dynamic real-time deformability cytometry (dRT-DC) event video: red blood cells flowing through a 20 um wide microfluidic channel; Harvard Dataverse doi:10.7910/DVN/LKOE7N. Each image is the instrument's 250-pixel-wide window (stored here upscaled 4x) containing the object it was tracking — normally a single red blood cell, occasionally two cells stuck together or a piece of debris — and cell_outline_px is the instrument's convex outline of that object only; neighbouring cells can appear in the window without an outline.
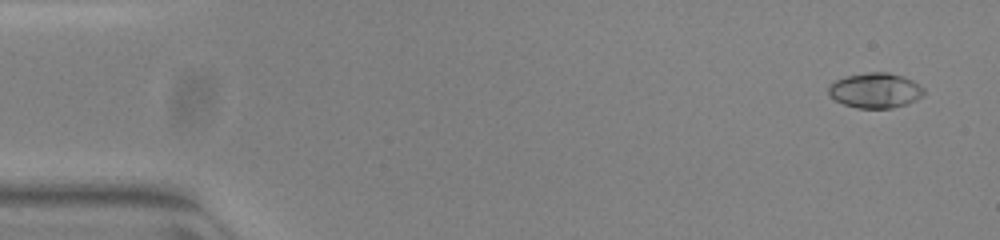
{"species": "common noctule bat (a hibernating species)", "species_latin": "Nyctalus noctula", "temperature_condition": "warm", "stored_images_in_passage": 53, "camera_frame_rate_fps": 3000, "um_per_image_px": 0.085, "animal": {"sex": "female", "body_mass_g": 23.0, "forearm_length_mm": 53.4}, "frame": {"image": 1, "passage_image": 3, "time_ms": 0.667, "image_size_px": [1000, 240], "cell_outline_px": [[924, 96], [916, 100], [892, 108], [856, 108], [844, 104], [836, 100], [828, 92], [828, 84], [836, 80], [848, 76], [868, 72], [888, 72], [904, 76], [912, 80], [924, 88]], "centroid_in_image_um": [74.41, 7.68], "position_along_channel_um": 10.6, "area_um2": 19.48}}
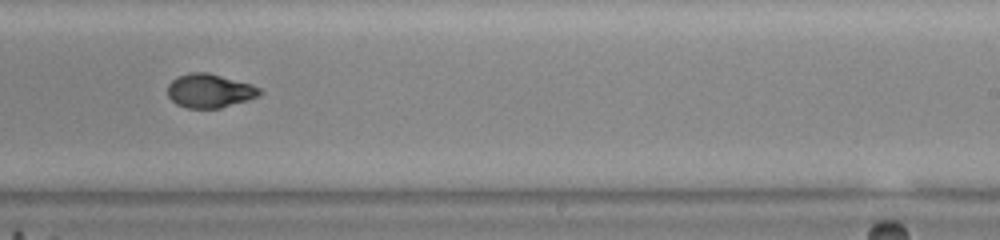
{"frame": {"image": 2, "passage_image": 33, "time_ms": 10.667, "image_size_px": [1000, 240], "cell_outline_px": [[264, 92], [248, 100], [220, 108], [188, 108], [176, 104], [168, 96], [168, 84], [176, 76], [188, 72], [208, 72], [252, 84], [260, 88]], "centroid_in_image_um": [17.81, 7.7], "position_along_channel_um": 271.2, "area_um2": 18.26}}
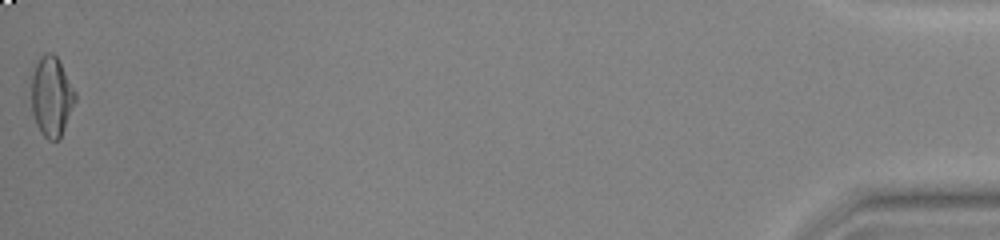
{"frame": {"image": 3, "passage_image": 53, "time_ms": 17.333, "image_size_px": [1000, 240], "cell_outline_px": [[76, 100], [60, 140], [48, 140], [40, 132], [36, 124], [32, 112], [32, 76], [36, 64], [40, 56], [44, 52], [52, 52], [56, 56], [76, 92]], "centroid_in_image_um": [4.38, 8.22], "position_along_channel_um": 430.8, "area_um2": 20.4}, "authors_computed_cell_mechanics": {"area_um2": 18.785, "velocity_mm_per_s": 3.9141, "shape_relaxation_time_tau1_ms": 5.7832, "shape_relaxation_time_tau2_ms": 1.968, "deformation_change_tau1": 0.2449, "deformation_change_tau2": 0.0569}}